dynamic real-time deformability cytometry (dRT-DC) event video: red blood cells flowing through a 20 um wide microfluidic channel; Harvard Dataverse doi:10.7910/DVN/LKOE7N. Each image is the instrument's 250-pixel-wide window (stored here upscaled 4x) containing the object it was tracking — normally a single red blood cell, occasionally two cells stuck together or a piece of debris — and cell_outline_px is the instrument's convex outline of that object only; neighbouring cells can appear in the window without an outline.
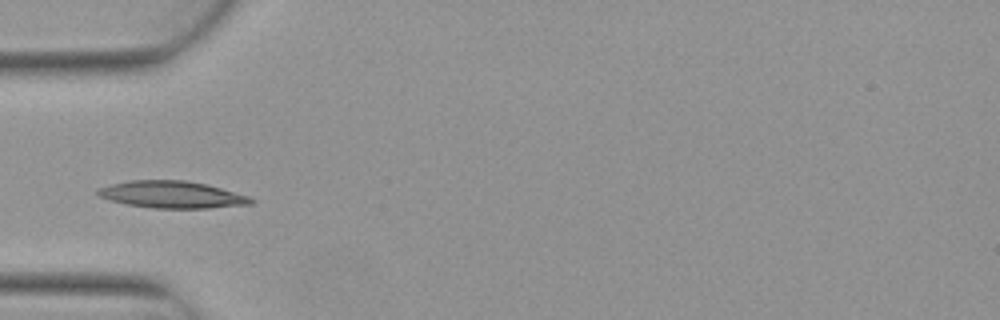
{"species": "Egyptian fruit bat (a non-hibernating species)", "species_latin": "Rousettus aegyptiacus", "temperature_condition": "warm", "stored_images_in_passage": 6, "camera_frame_rate_fps": 3000, "um_per_image_px": 0.085, "animal": {"sex": "female"}, "frame": {"image": 1, "passage_image": 4, "time_ms": 1.0, "image_size_px": [1000, 320], "cell_outline_px": [[256, 200], [252, 204], [208, 208], [152, 208], [128, 204], [108, 200], [96, 196], [96, 188], [128, 180], [184, 180], [208, 184], [252, 196]], "centroid_in_image_um": [14.64, 16.53], "position_along_channel_um": 70.4, "area_um2": 24.51}}
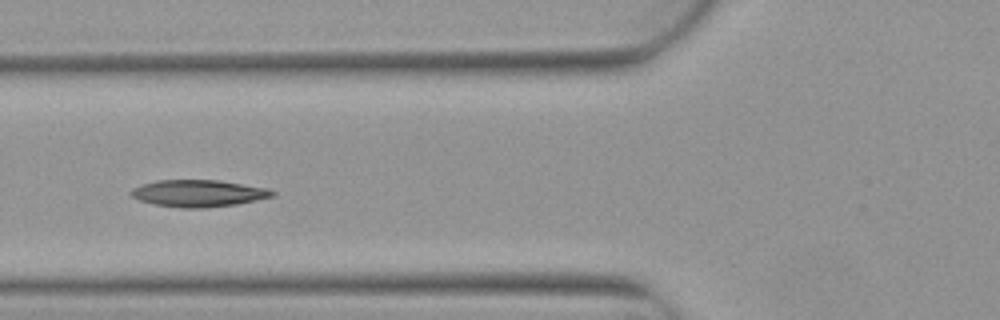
{"frame": {"image": 2, "passage_image": 5, "time_ms": 1.333, "image_size_px": [1000, 320], "cell_outline_px": [[276, 196], [236, 204], [204, 208], [180, 208], [156, 204], [140, 200], [132, 196], [128, 192], [132, 188], [140, 184], [156, 180], [216, 180], [268, 188], [276, 192]], "centroid_in_image_um": [16.86, 16.43], "position_along_channel_um": 108.9, "area_um2": 22.2}}
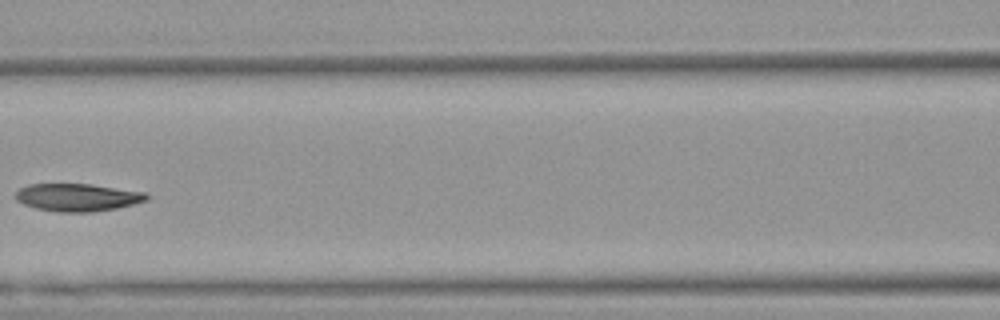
{"frame": {"image": 3, "passage_image": 6, "time_ms": 1.667, "image_size_px": [1000, 320], "cell_outline_px": [[148, 200], [116, 208], [92, 212], [56, 212], [36, 208], [24, 204], [16, 200], [16, 192], [20, 188], [28, 184], [92, 184], [148, 192]], "centroid_in_image_um": [6.61, 16.77], "position_along_channel_um": 160.0, "area_um2": 21.21}}